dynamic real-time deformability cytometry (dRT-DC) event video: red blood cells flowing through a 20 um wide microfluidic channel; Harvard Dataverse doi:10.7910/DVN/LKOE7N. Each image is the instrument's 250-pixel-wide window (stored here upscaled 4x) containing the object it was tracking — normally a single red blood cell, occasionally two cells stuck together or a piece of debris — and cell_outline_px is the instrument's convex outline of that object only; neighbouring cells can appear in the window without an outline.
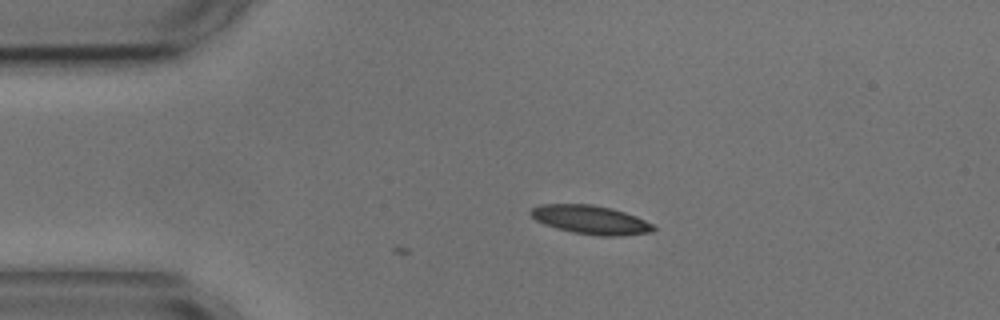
{"species": "common noctule bat (a hibernating species)", "species_latin": "Nyctalus noctula", "temperature_condition": "cold", "stored_images_in_passage": 2, "camera_frame_rate_fps": 3000, "um_per_image_px": 0.085, "animal": {"sex": "male", "body_mass_g": 17.9, "forearm_length_mm": 54.2}, "frame": {"image": 1, "passage_image": 2, "time_ms": 1.0, "image_size_px": [1000, 320], "cell_outline_px": [[656, 228], [652, 232], [620, 236], [600, 236], [572, 232], [556, 228], [544, 224], [536, 220], [528, 212], [532, 208], [544, 204], [592, 204], [612, 208], [636, 216], [652, 224]], "centroid_in_image_um": [50.2, 18.68], "position_along_channel_um": 34.8, "area_um2": 20.52}}